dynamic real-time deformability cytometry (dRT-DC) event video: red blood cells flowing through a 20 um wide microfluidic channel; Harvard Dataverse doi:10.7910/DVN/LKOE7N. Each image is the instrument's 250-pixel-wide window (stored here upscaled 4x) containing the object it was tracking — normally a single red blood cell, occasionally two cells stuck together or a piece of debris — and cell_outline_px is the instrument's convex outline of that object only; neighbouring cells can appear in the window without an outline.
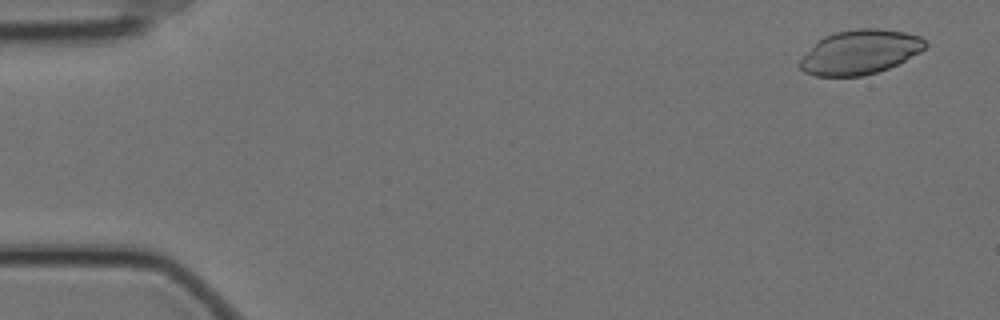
{"species": "Egyptian fruit bat (a non-hibernating species)", "species_latin": "Rousettus aegyptiacus", "temperature_condition": "cold", "stored_images_in_passage": 57, "camera_frame_rate_fps": 3000, "um_per_image_px": 0.085, "animal": {"sex": "female"}, "frame": {"image": 1, "passage_image": 2, "time_ms": 0.333, "image_size_px": [1000, 320], "cell_outline_px": [[928, 44], [920, 52], [888, 68], [876, 72], [860, 76], [816, 76], [804, 72], [800, 68], [800, 60], [816, 40], [824, 36], [836, 32], [856, 28], [876, 28], [904, 32], [920, 36]], "centroid_in_image_um": [73.07, 4.42], "position_along_channel_um": 11.9, "area_um2": 32.25}}